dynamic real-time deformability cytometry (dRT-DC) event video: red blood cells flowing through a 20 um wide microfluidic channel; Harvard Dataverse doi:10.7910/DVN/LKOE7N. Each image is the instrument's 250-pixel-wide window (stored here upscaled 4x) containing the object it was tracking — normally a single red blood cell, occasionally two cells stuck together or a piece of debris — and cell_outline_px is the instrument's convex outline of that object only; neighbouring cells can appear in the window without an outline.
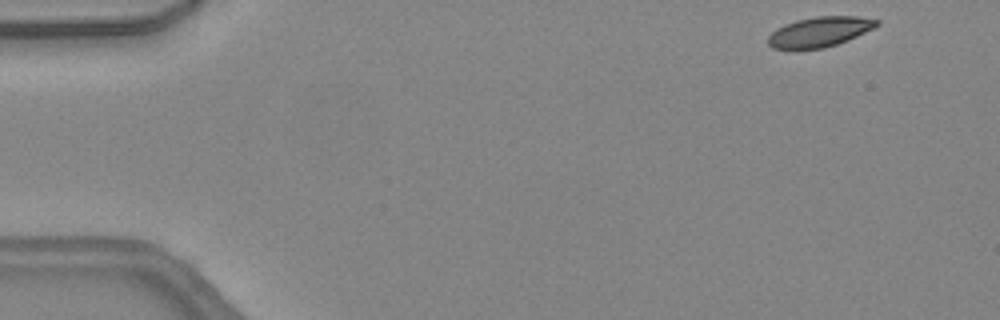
{"species": "common noctule bat (a hibernating species)", "species_latin": "Nyctalus noctula", "temperature_condition": "warm", "stored_images_in_passage": 43, "camera_frame_rate_fps": 3000, "um_per_image_px": 0.085, "animal": {"sex": "female", "body_mass_g": 24.6, "forearm_length_mm": 56.2}, "frame": {"image": 1, "passage_image": 1, "time_ms": 0.0, "image_size_px": [1000, 320], "cell_outline_px": [[880, 24], [848, 40], [824, 48], [772, 48], [768, 44], [768, 36], [776, 28], [784, 24], [796, 20], [816, 16], [856, 16], [880, 20]], "centroid_in_image_um": [69.66, 2.69], "position_along_channel_um": 15.3, "area_um2": 18.79}}
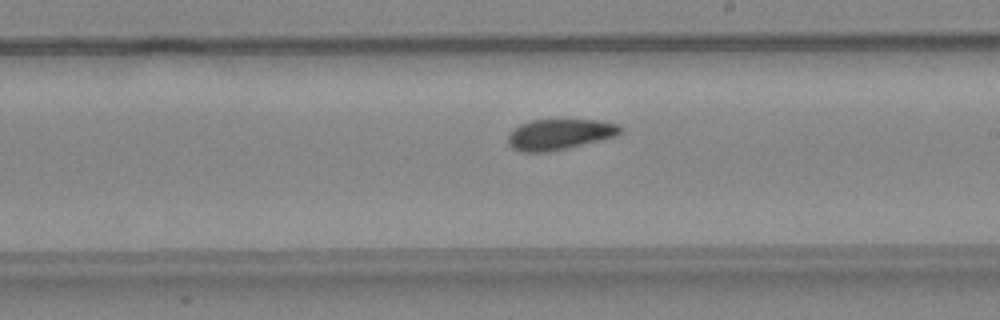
{"frame": {"image": 2, "passage_image": 24, "time_ms": 7.667, "image_size_px": [1000, 320], "cell_outline_px": [[624, 132], [616, 136], [568, 148], [548, 152], [520, 152], [512, 148], [508, 144], [508, 132], [512, 128], [520, 124], [532, 120], [596, 120], [620, 124], [624, 128]], "centroid_in_image_um": [47.57, 11.42], "position_along_channel_um": 241.4, "area_um2": 20.4}}
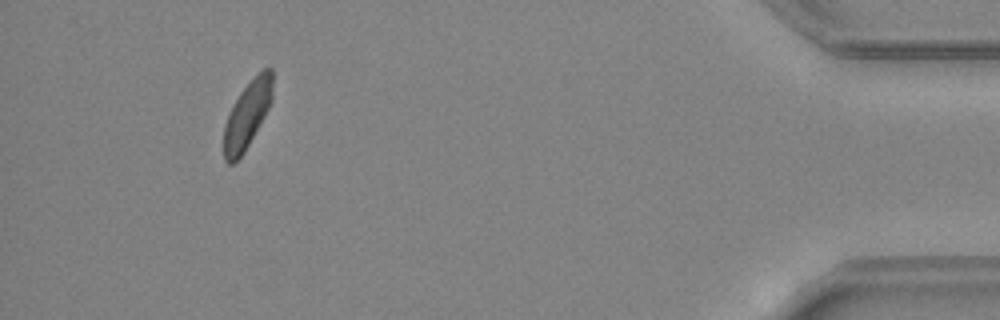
{"frame": {"image": 3, "passage_image": 40, "time_ms": 13.0, "image_size_px": [1000, 320], "cell_outline_px": [[272, 100], [264, 116], [244, 152], [232, 164], [228, 164], [224, 160], [224, 124], [228, 112], [240, 92], [264, 68], [272, 68]], "centroid_in_image_um": [20.99, 9.77], "position_along_channel_um": 414.2, "area_um2": 18.67}}